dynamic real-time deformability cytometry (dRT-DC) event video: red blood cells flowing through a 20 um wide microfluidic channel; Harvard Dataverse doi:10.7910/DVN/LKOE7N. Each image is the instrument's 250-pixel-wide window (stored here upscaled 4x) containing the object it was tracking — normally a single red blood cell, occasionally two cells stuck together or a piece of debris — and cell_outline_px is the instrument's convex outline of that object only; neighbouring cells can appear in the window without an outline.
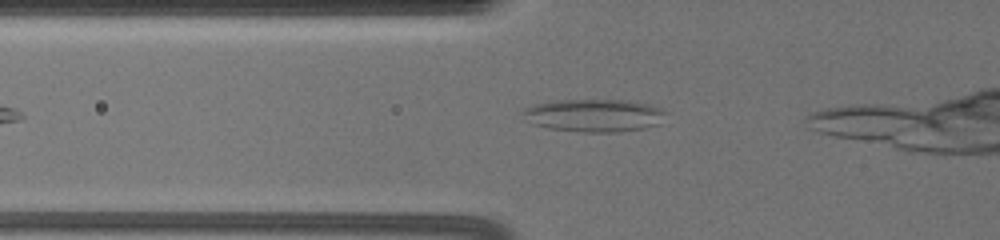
{"species": "common noctule bat (a hibernating species)", "species_latin": "Nyctalus noctula", "temperature_condition": "warm", "stored_images_in_passage": 34, "camera_frame_rate_fps": 3000, "um_per_image_px": 0.085, "animal": {"sex": "female", "body_mass_g": 19.5, "forearm_length_mm": 54.1}, "frame": {"image": 1, "passage_image": 4, "time_ms": 1.0, "image_size_px": [1000, 240], "cell_outline_px": [[668, 112], [660, 124], [644, 128], [620, 132], [584, 132], [548, 128], [532, 124], [520, 112], [524, 108], [536, 104], [556, 100], [620, 100], [644, 104], [660, 108]], "centroid_in_image_um": [50.49, 9.82], "position_along_channel_um": 75.3, "area_um2": 27.22}}
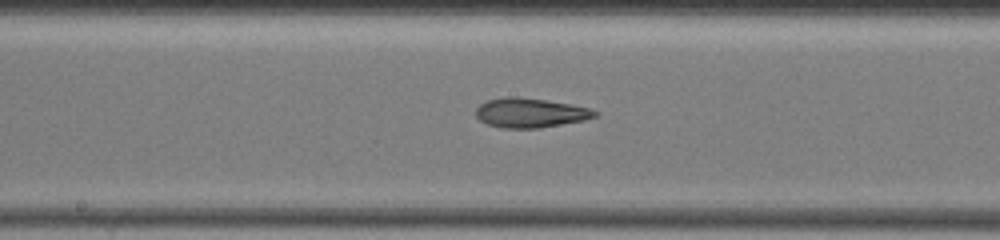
{"frame": {"image": 2, "passage_image": 15, "time_ms": 4.667, "image_size_px": [1000, 240], "cell_outline_px": [[600, 112], [596, 116], [584, 120], [540, 128], [504, 128], [488, 124], [480, 120], [476, 116], [476, 108], [480, 104], [488, 100], [508, 96], [516, 96], [544, 100], [568, 104], [588, 108]], "centroid_in_image_um": [45.06, 9.59], "position_along_channel_um": 203.1, "area_um2": 20.23}}
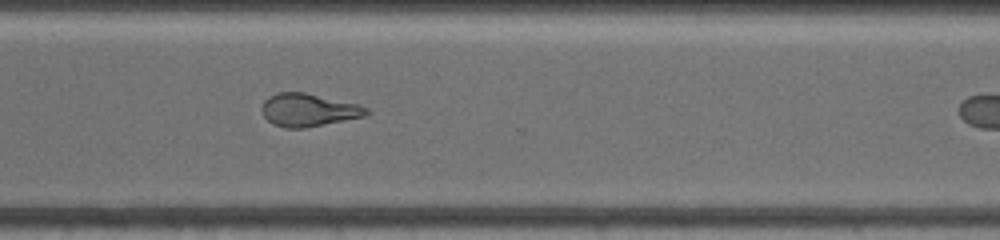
{"frame": {"image": 3, "passage_image": 27, "time_ms": 8.667, "image_size_px": [1000, 240], "cell_outline_px": [[372, 112], [364, 116], [304, 128], [284, 128], [272, 124], [264, 116], [260, 108], [264, 100], [268, 96], [276, 92], [304, 92], [360, 104], [368, 108]], "centroid_in_image_um": [26.2, 9.34], "position_along_channel_um": 344.4, "area_um2": 20.23}}